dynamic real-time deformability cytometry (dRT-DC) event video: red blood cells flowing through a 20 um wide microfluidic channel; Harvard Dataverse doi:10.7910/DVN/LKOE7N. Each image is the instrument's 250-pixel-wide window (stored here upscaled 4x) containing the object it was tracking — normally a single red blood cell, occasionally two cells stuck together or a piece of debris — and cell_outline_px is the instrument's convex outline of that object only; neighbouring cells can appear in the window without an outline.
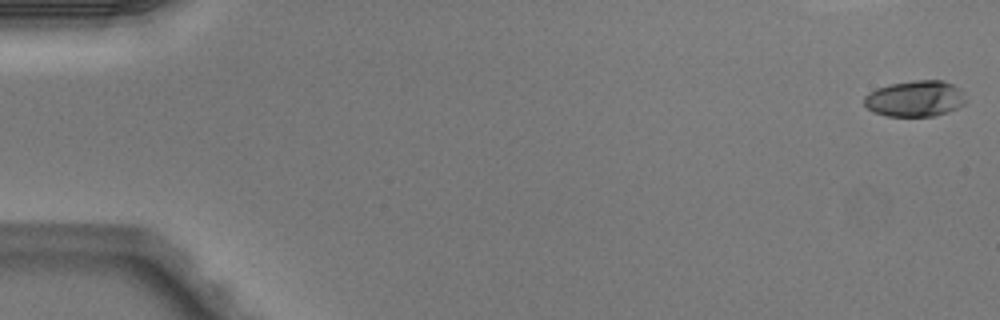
{"species": "Egyptian fruit bat (a non-hibernating species)", "species_latin": "Rousettus aegyptiacus", "temperature_condition": "warm", "stored_images_in_passage": 52, "camera_frame_rate_fps": 3000, "um_per_image_px": 0.085, "animal": {"sex": "male"}, "frame": {"image": 1, "passage_image": 1, "time_ms": 0.0, "image_size_px": [1000, 320], "cell_outline_px": [[968, 100], [964, 104], [948, 112], [936, 116], [884, 116], [872, 112], [864, 104], [864, 96], [868, 92], [876, 88], [888, 84], [912, 80], [944, 80], [960, 88], [964, 92]], "centroid_in_image_um": [77.79, 8.38], "position_along_channel_um": 7.2, "area_um2": 21.85}}
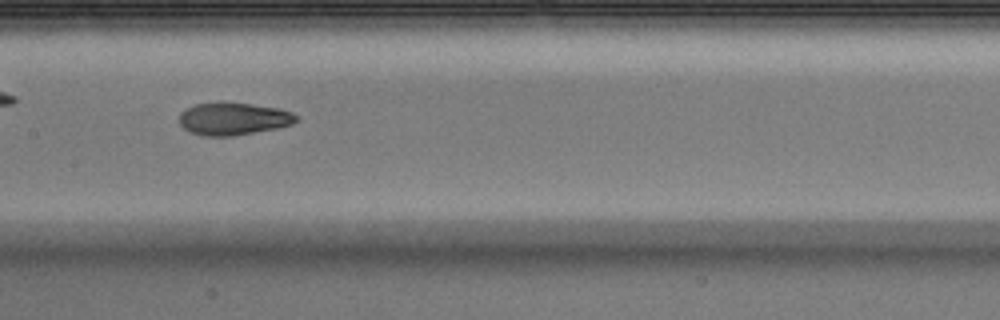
{"frame": {"image": 2, "passage_image": 26, "time_ms": 8.333, "image_size_px": [1000, 320], "cell_outline_px": [[300, 120], [292, 124], [280, 128], [236, 136], [200, 136], [188, 132], [180, 124], [180, 112], [196, 104], [220, 100], [252, 104], [276, 108], [292, 112], [300, 116]], "centroid_in_image_um": [19.86, 10.09], "position_along_channel_um": 187.5, "area_um2": 22.89}}
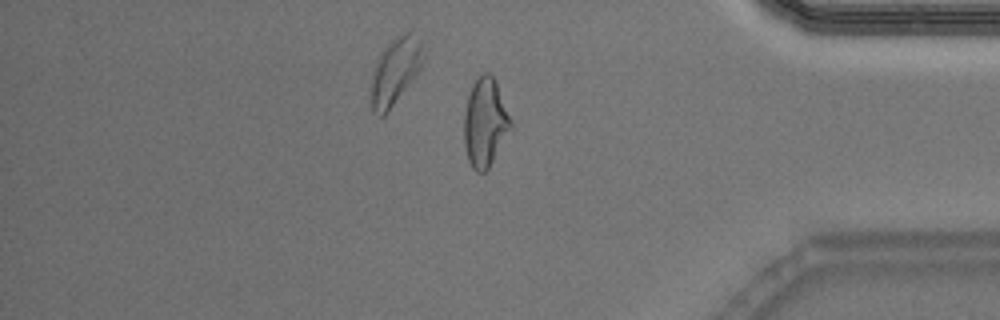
{"frame": {"image": 3, "passage_image": 43, "time_ms": 14.0, "image_size_px": [1000, 320], "cell_outline_px": [[512, 124], [488, 168], [484, 172], [476, 172], [472, 168], [468, 160], [464, 144], [464, 112], [468, 96], [472, 84], [484, 72], [488, 72], [496, 80], [512, 120]], "centroid_in_image_um": [41.21, 10.38], "position_along_channel_um": 394.0, "area_um2": 23.81}}